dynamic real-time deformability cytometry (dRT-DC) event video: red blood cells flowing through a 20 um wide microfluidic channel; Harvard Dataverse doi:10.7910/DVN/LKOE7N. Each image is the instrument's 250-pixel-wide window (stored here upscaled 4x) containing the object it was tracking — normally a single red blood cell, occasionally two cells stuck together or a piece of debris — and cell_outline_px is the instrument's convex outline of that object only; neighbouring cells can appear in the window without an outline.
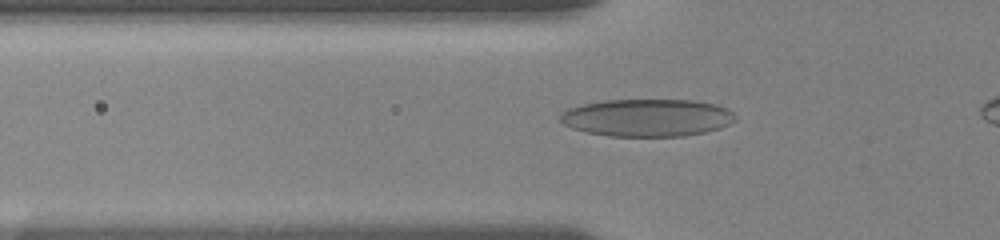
{"species": "human", "species_latin": "Homo sapiens", "temperature_condition": "room temperature", "stored_images_in_passage": 55, "camera_frame_rate_fps": 3000, "um_per_image_px": 0.085, "donor": {"sex": "female"}, "frame": {"image": 1, "passage_image": 6, "time_ms": 1.0, "image_size_px": [1000, 240], "cell_outline_px": [[736, 120], [720, 128], [704, 132], [684, 136], [608, 136], [588, 132], [572, 128], [564, 124], [560, 120], [560, 112], [568, 108], [584, 104], [604, 100], [696, 100], [716, 104], [728, 108], [736, 116]], "centroid_in_image_um": [55.02, 10.0], "position_along_channel_um": 70.8, "area_um2": 38.38}}
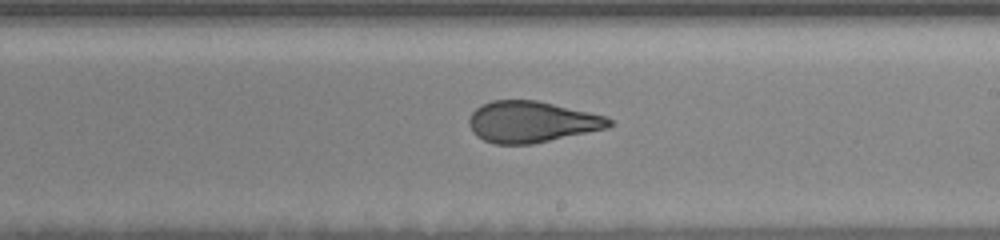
{"frame": {"image": 2, "passage_image": 31, "time_ms": 5.667, "image_size_px": [1000, 240], "cell_outline_px": [[612, 124], [608, 128], [532, 144], [492, 144], [476, 136], [472, 132], [468, 124], [468, 120], [472, 112], [476, 108], [492, 100], [536, 100], [608, 116], [612, 120]], "centroid_in_image_um": [45.18, 10.36], "position_along_channel_um": 243.8, "area_um2": 33.76}}
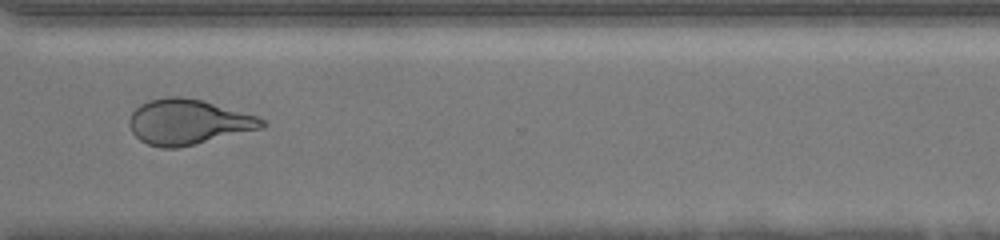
{"frame": {"image": 3, "passage_image": 50, "time_ms": 8.667, "image_size_px": [1000, 240], "cell_outline_px": [[268, 124], [264, 128], [180, 148], [160, 148], [148, 144], [140, 140], [132, 132], [128, 124], [128, 120], [132, 112], [140, 104], [148, 100], [168, 96], [180, 96], [204, 100], [256, 116], [264, 120]], "centroid_in_image_um": [15.99, 10.37], "position_along_channel_um": 354.6, "area_um2": 35.32}, "authors_computed_cell_mechanics": {"area_um2": 34.6222, "velocity_mm_per_s": 3.6977, "shape_relaxation_time_tau1_ms": null, "shape_relaxation_time_tau2_ms": 1.1803, "deformation_change_tau1": null, "deformation_change_tau2": 0.0864}}